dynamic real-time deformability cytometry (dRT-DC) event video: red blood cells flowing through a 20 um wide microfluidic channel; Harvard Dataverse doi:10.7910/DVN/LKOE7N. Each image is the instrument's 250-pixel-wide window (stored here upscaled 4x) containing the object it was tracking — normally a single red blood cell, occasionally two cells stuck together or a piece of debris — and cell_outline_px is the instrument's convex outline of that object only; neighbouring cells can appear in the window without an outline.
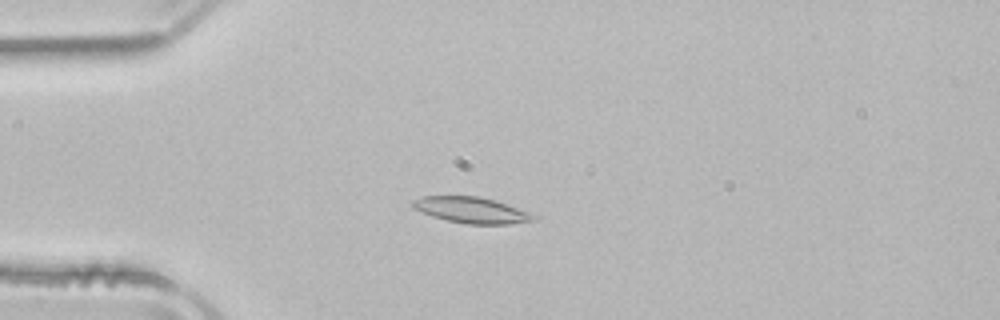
{"species": "common noctule bat (a hibernating species)", "species_latin": "Nyctalus noctula", "temperature_condition": "room temperature", "stored_images_in_passage": 52, "camera_frame_rate_fps": 3000, "um_per_image_px": 0.085, "animal": {"sex": "male", "body_mass_g": 21.5, "forearm_length_mm": 52.0}, "frame": {"image": 1, "passage_image": 14, "time_ms": 4.333, "image_size_px": [1000, 320], "cell_outline_px": [[536, 220], [508, 224], [464, 224], [432, 216], [412, 208], [412, 200], [420, 196], [480, 196], [532, 212], [536, 216]], "centroid_in_image_um": [40.07, 17.85], "position_along_channel_um": 44.9, "area_um2": 18.38}}
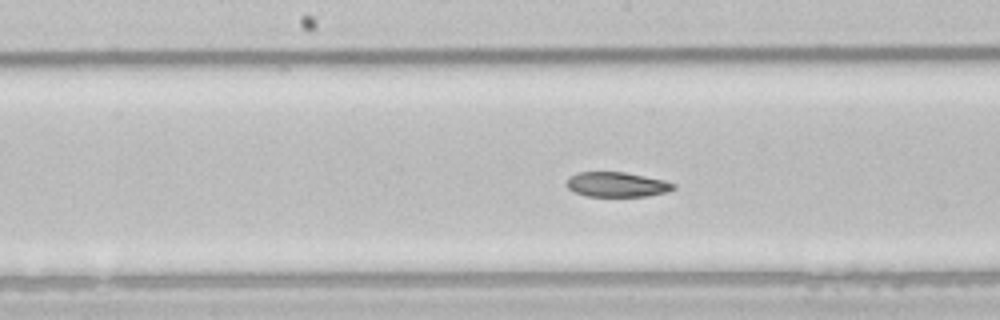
{"frame": {"image": 2, "passage_image": 27, "time_ms": 8.667, "image_size_px": [1000, 320], "cell_outline_px": [[676, 188], [668, 192], [648, 196], [584, 196], [572, 192], [564, 184], [568, 176], [576, 172], [624, 172], [664, 180], [676, 184]], "centroid_in_image_um": [52.38, 15.68], "position_along_channel_um": 195.8, "area_um2": 15.78}}
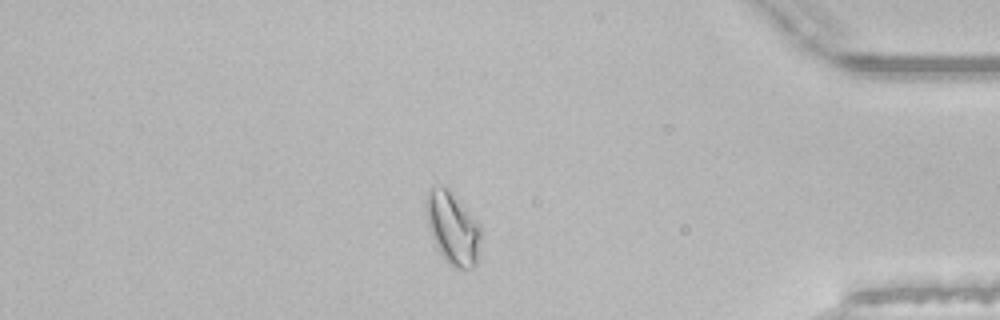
{"frame": {"image": 3, "passage_image": 45, "time_ms": 14.667, "image_size_px": [1000, 320], "cell_outline_px": [[480, 240], [476, 264], [472, 268], [456, 268], [448, 264], [440, 252], [432, 236], [428, 224], [424, 204], [424, 196], [432, 188], [448, 188], [452, 192], [480, 224]], "centroid_in_image_um": [38.47, 19.39], "position_along_channel_um": 396.7, "area_um2": 22.77}, "authors_computed_cell_mechanics": {"area_um2": 18.1781, "velocity_mm_per_s": 3.9122, "shape_relaxation_time_tau1_ms": 5.9535, "shape_relaxation_time_tau2_ms": 6.7855, "deformation_change_tau1": 0.1356, "deformation_change_tau2": 0.1101}}